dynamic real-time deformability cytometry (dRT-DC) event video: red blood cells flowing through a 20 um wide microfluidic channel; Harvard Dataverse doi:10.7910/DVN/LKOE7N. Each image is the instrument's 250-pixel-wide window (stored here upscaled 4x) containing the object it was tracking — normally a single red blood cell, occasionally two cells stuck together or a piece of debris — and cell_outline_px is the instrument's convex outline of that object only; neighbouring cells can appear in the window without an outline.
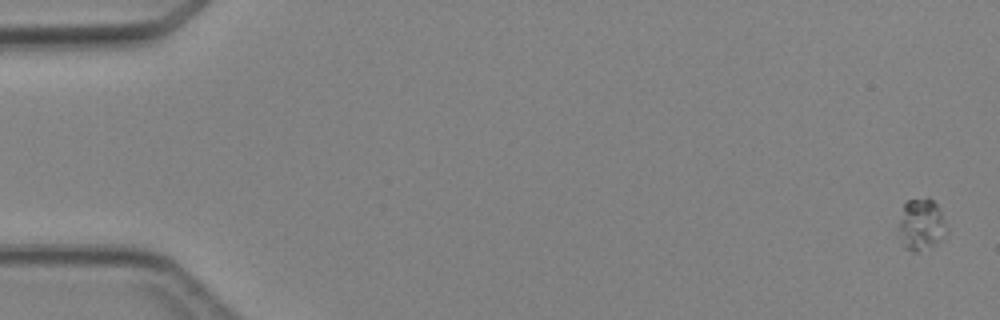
{"species": "Egyptian fruit bat (a non-hibernating species)", "species_latin": "Rousettus aegyptiacus", "temperature_condition": "cold", "stored_images_in_passage": 3, "camera_frame_rate_fps": 3000, "um_per_image_px": 0.085, "animal": {"sex": "female"}, "frame": {"image": 1, "passage_image": 1, "time_ms": 0.0, "image_size_px": [1000, 320], "cell_outline_px": [[948, 232], [940, 240], [916, 252], [912, 252], [904, 248], [896, 232], [896, 228], [904, 204], [908, 200], [928, 196], [936, 204], [944, 220]], "centroid_in_image_um": [78.24, 19.07], "position_along_channel_um": 6.8, "area_um2": 14.62}}